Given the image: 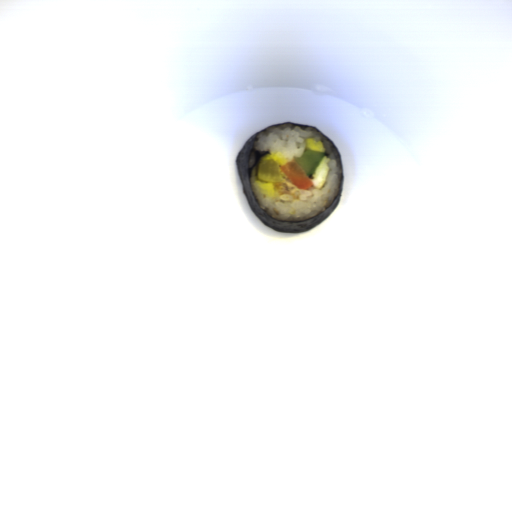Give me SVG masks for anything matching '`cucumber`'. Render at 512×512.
<instances>
[{
	"mask_svg": "<svg viewBox=\"0 0 512 512\" xmlns=\"http://www.w3.org/2000/svg\"><path fill=\"white\" fill-rule=\"evenodd\" d=\"M326 152L306 148L300 156L294 157L306 176L312 175L326 156Z\"/></svg>",
	"mask_w": 512,
	"mask_h": 512,
	"instance_id": "8b760119",
	"label": "cucumber"
}]
</instances>
